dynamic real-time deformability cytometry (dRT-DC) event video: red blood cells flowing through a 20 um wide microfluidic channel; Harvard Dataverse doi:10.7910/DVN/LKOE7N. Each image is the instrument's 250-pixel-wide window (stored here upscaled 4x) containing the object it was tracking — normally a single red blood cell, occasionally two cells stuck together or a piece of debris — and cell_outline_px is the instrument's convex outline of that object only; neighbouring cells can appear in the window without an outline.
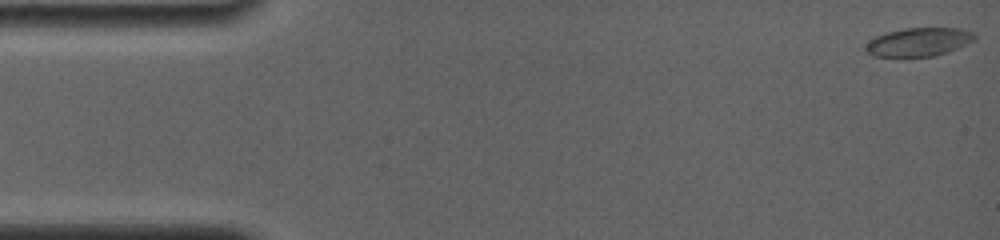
{"species": "common noctule bat (a hibernating species)", "species_latin": "Nyctalus noctula", "temperature_condition": "room temperature", "stored_images_in_passage": 22, "camera_frame_rate_fps": 4000, "um_per_image_px": 0.085, "animal": {"sex": "female", "body_mass_g": 19.0, "forearm_length_mm": 56.7}, "frame": {"image": 1, "passage_image": 1, "time_ms": 0.0, "image_size_px": [1000, 240], "cell_outline_px": [[976, 40], [960, 48], [936, 56], [872, 56], [864, 48], [864, 44], [876, 36], [888, 32], [904, 28], [960, 28], [976, 32]], "centroid_in_image_um": [78.15, 3.56], "position_along_channel_um": 6.8, "area_um2": 18.32}}
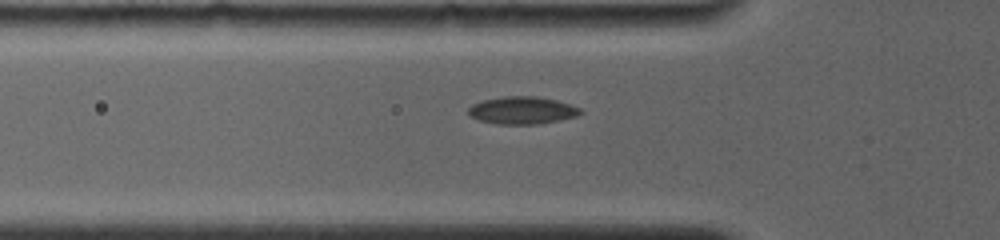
{"frame": {"image": 2, "passage_image": 13, "time_ms": 5.25, "image_size_px": [1000, 240], "cell_outline_px": [[584, 112], [576, 116], [560, 120], [536, 124], [496, 124], [480, 120], [468, 116], [468, 108], [472, 104], [484, 100], [504, 96], [536, 96], [556, 100], [580, 108]], "centroid_in_image_um": [44.37, 9.38], "position_along_channel_um": 81.4, "area_um2": 17.92}}
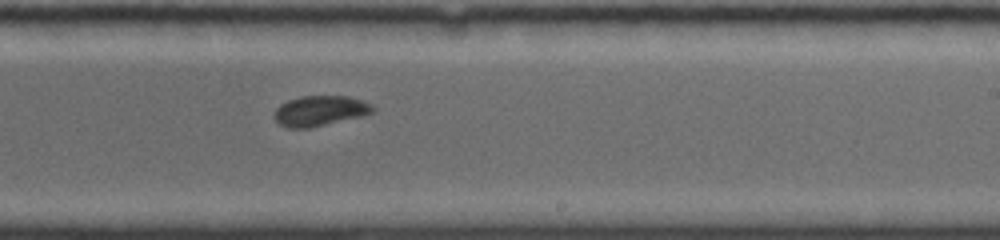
{"frame": {"image": 3, "passage_image": 22, "time_ms": 10.0, "image_size_px": [1000, 240], "cell_outline_px": [[376, 108], [372, 112], [364, 116], [308, 128], [288, 128], [280, 124], [272, 116], [276, 108], [280, 104], [288, 100], [300, 96], [348, 96], [372, 104]], "centroid_in_image_um": [27.19, 9.42], "position_along_channel_um": 261.8, "area_um2": 17.46}}